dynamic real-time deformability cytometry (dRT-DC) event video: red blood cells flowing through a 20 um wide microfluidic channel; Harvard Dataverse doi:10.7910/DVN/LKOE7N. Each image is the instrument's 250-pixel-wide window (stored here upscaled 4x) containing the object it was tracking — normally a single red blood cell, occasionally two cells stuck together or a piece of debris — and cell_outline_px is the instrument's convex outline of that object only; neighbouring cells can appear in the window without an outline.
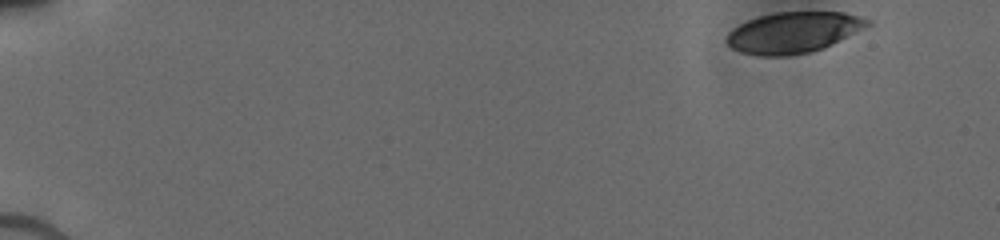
{"species": "human", "species_latin": "Homo sapiens", "temperature_condition": "cold", "stored_images_in_passage": 11, "camera_frame_rate_fps": 3000, "um_per_image_px": 0.085, "donor": {"sex": "male"}, "frame": {"image": 1, "passage_image": 1, "time_ms": 0.0, "image_size_px": [1000, 240], "cell_outline_px": [[872, 24], [824, 48], [812, 52], [788, 56], [760, 56], [740, 52], [732, 48], [724, 40], [728, 32], [732, 28], [748, 20], [760, 16], [776, 12], [844, 12], [872, 20]], "centroid_in_image_um": [67.42, 2.77], "position_along_channel_um": 17.6, "area_um2": 33.76}}
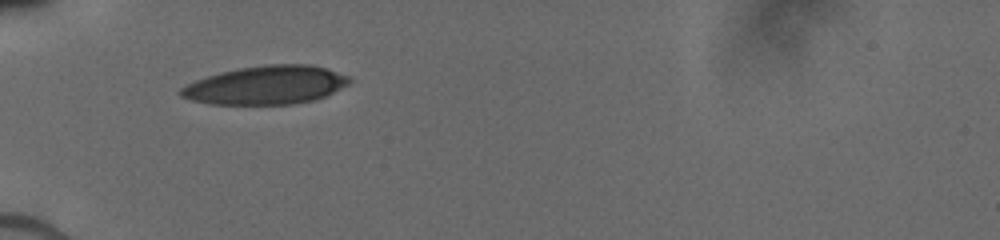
{"frame": {"image": 2, "passage_image": 10, "time_ms": 4.667, "image_size_px": [1000, 240], "cell_outline_px": [[352, 80], [348, 84], [316, 100], [292, 104], [208, 104], [192, 100], [180, 96], [176, 92], [180, 88], [196, 80], [220, 72], [240, 68], [268, 64], [312, 64], [348, 76]], "centroid_in_image_um": [22.58, 7.24], "position_along_channel_um": 62.4, "area_um2": 37.69}}
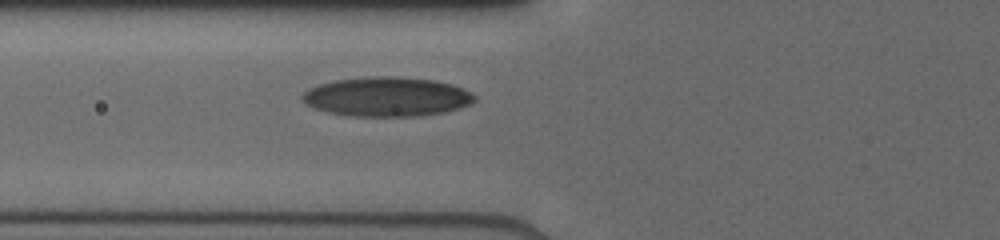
{"frame": {"image": 3, "passage_image": 11, "time_ms": 5.667, "image_size_px": [1000, 240], "cell_outline_px": [[476, 100], [472, 104], [460, 108], [444, 112], [416, 116], [348, 116], [328, 112], [304, 104], [300, 100], [300, 96], [304, 92], [320, 84], [336, 80], [368, 76], [392, 76], [432, 80], [452, 84], [472, 92], [476, 96]], "centroid_in_image_um": [32.89, 8.23], "position_along_channel_um": 92.9, "area_um2": 39.65}}